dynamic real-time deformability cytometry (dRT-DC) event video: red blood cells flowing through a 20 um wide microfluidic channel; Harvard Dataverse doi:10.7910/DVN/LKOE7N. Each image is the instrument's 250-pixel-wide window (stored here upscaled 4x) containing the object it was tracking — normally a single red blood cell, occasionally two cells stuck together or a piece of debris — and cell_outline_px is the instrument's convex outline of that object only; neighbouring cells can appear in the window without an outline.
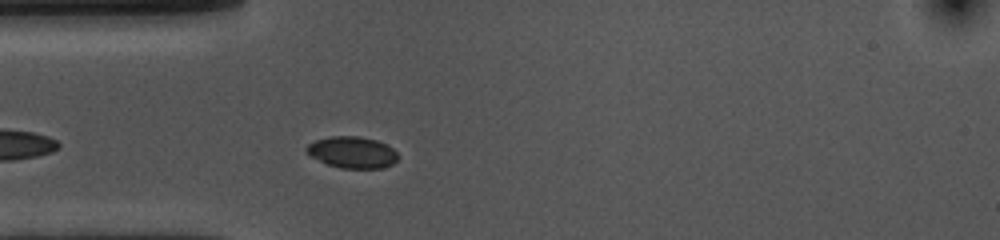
{"species": "common noctule bat (a hibernating species)", "species_latin": "Nyctalus noctula", "temperature_condition": "cold", "stored_images_in_passage": 16, "camera_frame_rate_fps": 3000, "um_per_image_px": 0.085, "animal": {"sex": "female", "body_mass_g": 10.0, "forearm_length_mm": 53.1}, "frame": {"image": 1, "passage_image": 5, "time_ms": 1.333, "image_size_px": [1000, 240], "cell_outline_px": [[400, 156], [392, 164], [384, 168], [340, 168], [328, 164], [308, 156], [304, 152], [304, 148], [308, 144], [316, 140], [332, 136], [360, 136], [376, 140], [392, 148]], "centroid_in_image_um": [29.9, 12.95], "position_along_channel_um": 55.1, "area_um2": 16.94}}